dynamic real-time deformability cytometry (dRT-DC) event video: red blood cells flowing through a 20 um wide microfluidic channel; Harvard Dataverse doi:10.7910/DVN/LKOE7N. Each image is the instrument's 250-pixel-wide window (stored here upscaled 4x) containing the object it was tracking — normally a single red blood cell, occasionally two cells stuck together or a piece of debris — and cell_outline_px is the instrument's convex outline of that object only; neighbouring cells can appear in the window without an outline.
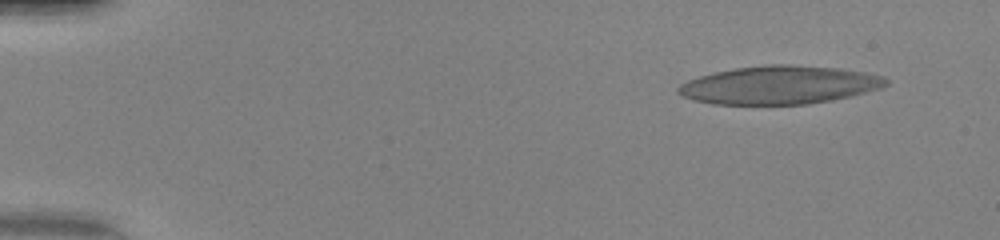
{"species": "human", "species_latin": "Homo sapiens", "temperature_condition": "warm", "stored_images_in_passage": 29, "camera_frame_rate_fps": 3000, "um_per_image_px": 0.085, "donor": {"sex": "female"}, "frame": {"image": 1, "passage_image": 1, "time_ms": 0.0, "image_size_px": [1000, 240], "cell_outline_px": [[888, 84], [880, 88], [832, 100], [808, 104], [712, 104], [696, 100], [684, 96], [676, 92], [676, 88], [680, 84], [688, 80], [700, 76], [716, 72], [736, 68], [764, 64], [788, 64], [840, 68], [864, 72], [884, 76], [888, 80]], "centroid_in_image_um": [66.24, 7.22], "position_along_channel_um": 18.8, "area_um2": 46.12}}
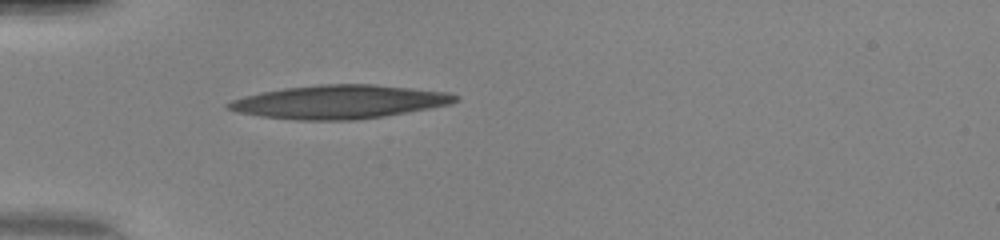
{"frame": {"image": 2, "passage_image": 12, "time_ms": 3.667, "image_size_px": [1000, 240], "cell_outline_px": [[460, 100], [452, 104], [384, 116], [356, 120], [296, 120], [260, 116], [236, 112], [224, 108], [224, 104], [232, 100], [244, 96], [260, 92], [284, 88], [320, 84], [372, 84], [412, 88], [448, 92], [460, 96]], "centroid_in_image_um": [28.83, 8.66], "position_along_channel_um": 56.2, "area_um2": 44.62}}
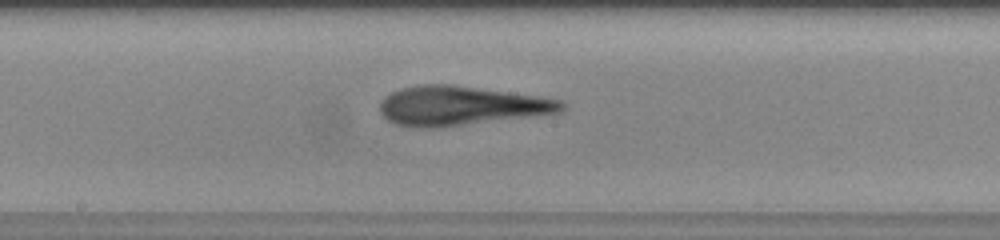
{"frame": {"image": 3, "passage_image": 24, "time_ms": 7.667, "image_size_px": [1000, 240], "cell_outline_px": [[568, 104], [560, 112], [432, 128], [416, 128], [396, 124], [388, 120], [380, 112], [380, 104], [384, 96], [400, 88], [420, 84], [452, 84], [536, 96], [560, 100]], "centroid_in_image_um": [39.11, 8.98], "position_along_channel_um": 209.1, "area_um2": 41.1}}